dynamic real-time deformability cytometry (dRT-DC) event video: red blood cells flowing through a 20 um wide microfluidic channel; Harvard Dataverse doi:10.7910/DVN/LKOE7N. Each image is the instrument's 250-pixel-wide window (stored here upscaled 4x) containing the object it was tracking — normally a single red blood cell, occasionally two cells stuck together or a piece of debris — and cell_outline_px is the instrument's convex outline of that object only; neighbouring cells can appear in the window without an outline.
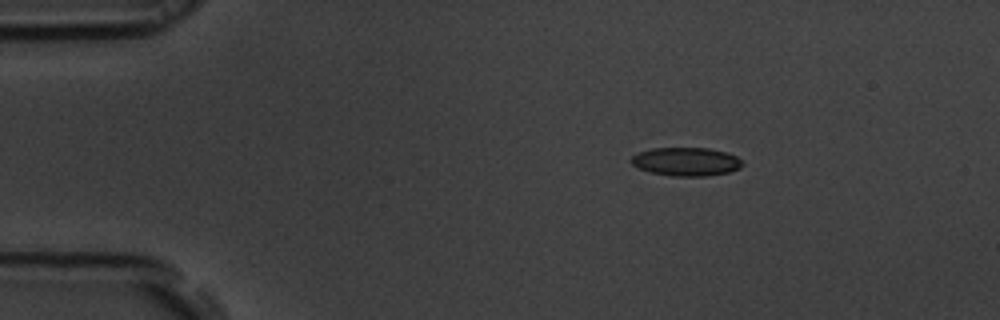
{"species": "common noctule bat (a hibernating species)", "species_latin": "Nyctalus noctula", "temperature_condition": "room temperature", "stored_images_in_passage": 47, "camera_frame_rate_fps": 3000, "um_per_image_px": 0.085, "animal": {"sex": "male", "body_mass_g": 19.5, "forearm_length_mm": 54.6}, "frame": {"image": 1, "passage_image": 1, "time_ms": 0.0, "image_size_px": [1000, 320], "cell_outline_px": [[744, 164], [740, 168], [728, 172], [704, 176], [672, 176], [652, 172], [640, 168], [632, 164], [632, 156], [640, 152], [652, 148], [708, 148], [724, 152], [736, 156]], "centroid_in_image_um": [58.34, 13.74], "position_along_channel_um": 26.7, "area_um2": 18.15}}
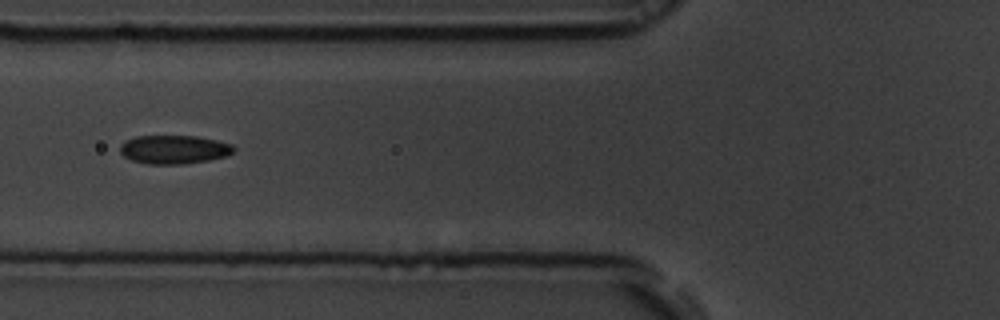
{"frame": {"image": 2, "passage_image": 13, "time_ms": 4.0, "image_size_px": [1000, 320], "cell_outline_px": [[236, 148], [228, 156], [208, 160], [184, 164], [148, 164], [132, 160], [124, 156], [120, 152], [120, 144], [124, 140], [136, 136], [196, 136], [216, 140], [232, 144]], "centroid_in_image_um": [14.79, 12.7], "position_along_channel_um": 111.0, "area_um2": 19.07}}
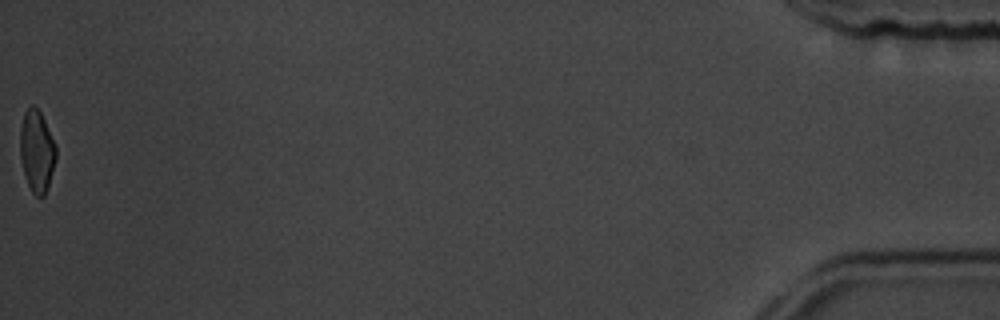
{"frame": {"image": 3, "passage_image": 47, "time_ms": 15.333, "image_size_px": [1000, 320], "cell_outline_px": [[56, 160], [48, 188], [44, 196], [40, 200], [32, 192], [24, 176], [20, 156], [20, 128], [24, 112], [32, 104], [40, 112], [56, 144]], "centroid_in_image_um": [3.13, 12.89], "position_along_channel_um": 432.1, "area_um2": 17.34}, "authors_computed_cell_mechanics": {"area_um2": 18.3804, "velocity_mm_per_s": 3.7299, "shape_relaxation_time_tau1_ms": 5.4187, "shape_relaxation_time_tau2_ms": 2.783, "deformation_change_tau1": 0.1157, "deformation_change_tau2": 0.1063}}